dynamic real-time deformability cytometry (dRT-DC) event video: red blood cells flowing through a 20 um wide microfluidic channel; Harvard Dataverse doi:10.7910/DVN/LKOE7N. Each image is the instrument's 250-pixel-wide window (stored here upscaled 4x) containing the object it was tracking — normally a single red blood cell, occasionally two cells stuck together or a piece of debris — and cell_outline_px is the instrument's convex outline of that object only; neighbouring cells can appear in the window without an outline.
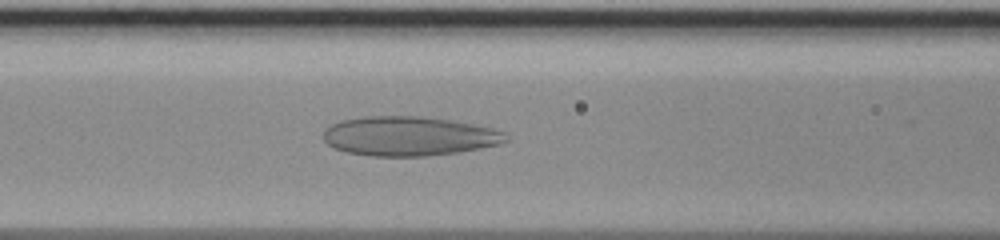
{"species": "human", "species_latin": "Homo sapiens", "temperature_condition": "room temperature", "stored_images_in_passage": 47, "camera_frame_rate_fps": 3000, "um_per_image_px": 0.085, "donor": {"sex": "male"}, "frame": {"image": 1, "passage_image": 20, "time_ms": 6.333, "image_size_px": [1000, 240], "cell_outline_px": [[508, 140], [496, 144], [456, 152], [424, 156], [372, 156], [344, 152], [328, 144], [324, 140], [324, 128], [340, 120], [364, 116], [420, 116], [452, 120], [492, 128], [504, 132], [508, 136]], "centroid_in_image_um": [34.71, 11.56], "position_along_channel_um": 131.9, "area_um2": 41.67}}
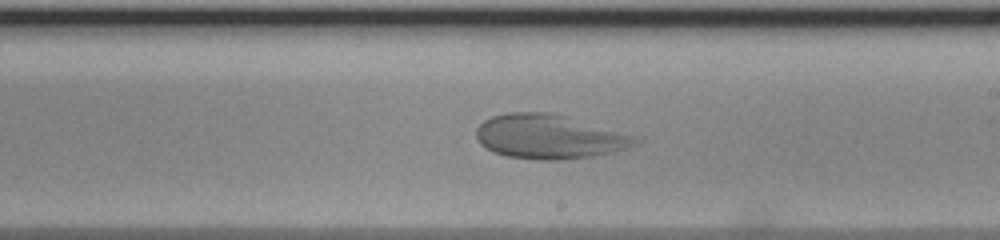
{"frame": {"image": 2, "passage_image": 28, "time_ms": 9.0, "image_size_px": [1000, 240], "cell_outline_px": [[644, 140], [640, 144], [616, 152], [596, 156], [564, 160], [536, 160], [508, 156], [492, 152], [480, 144], [476, 136], [476, 128], [484, 120], [492, 116], [508, 112], [552, 112], [644, 136]], "centroid_in_image_um": [46.83, 11.62], "position_along_channel_um": 242.2, "area_um2": 42.37}}
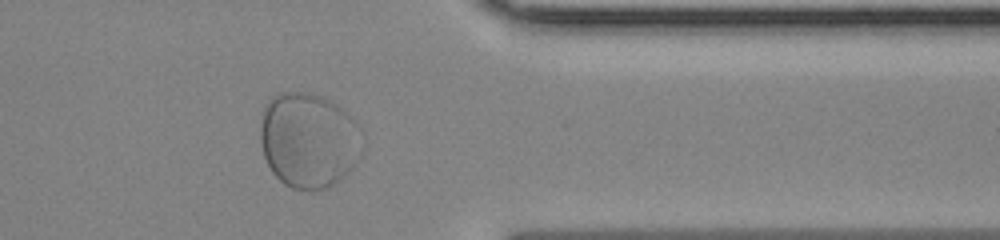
{"frame": {"image": 3, "passage_image": 39, "time_ms": 12.667, "image_size_px": [1000, 240], "cell_outline_px": [[364, 156], [348, 172], [332, 184], [324, 188], [312, 192], [308, 192], [292, 188], [284, 184], [272, 172], [264, 156], [260, 144], [260, 124], [264, 104], [276, 92], [304, 92], [328, 100], [336, 104], [356, 120], [360, 124], [364, 132]], "centroid_in_image_um": [26.27, 11.93], "position_along_channel_um": 385.1, "area_um2": 57.92}}